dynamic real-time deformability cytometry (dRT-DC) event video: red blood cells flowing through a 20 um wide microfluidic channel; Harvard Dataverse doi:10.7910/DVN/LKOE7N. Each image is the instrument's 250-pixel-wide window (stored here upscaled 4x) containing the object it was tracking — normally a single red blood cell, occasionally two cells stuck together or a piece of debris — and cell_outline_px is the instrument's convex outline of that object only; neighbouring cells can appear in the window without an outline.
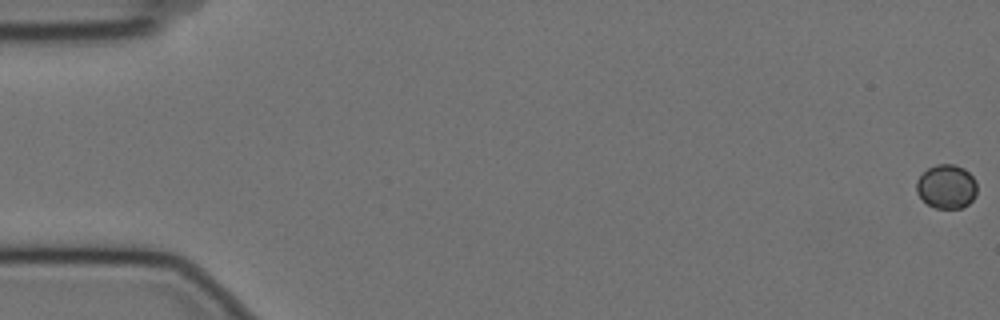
{"species": "Egyptian fruit bat (a non-hibernating species)", "species_latin": "Rousettus aegyptiacus", "temperature_condition": "cold", "stored_images_in_passage": 59, "camera_frame_rate_fps": 3000, "um_per_image_px": 0.085, "animal": {"sex": "female"}, "frame": {"image": 1, "passage_image": 1, "time_ms": 0.0, "image_size_px": [1000, 320], "cell_outline_px": [[976, 196], [968, 204], [960, 208], [936, 208], [928, 204], [916, 192], [916, 180], [928, 168], [936, 164], [952, 164], [964, 168], [976, 180]], "centroid_in_image_um": [80.46, 15.85], "position_along_channel_um": 4.5, "area_um2": 15.49}}
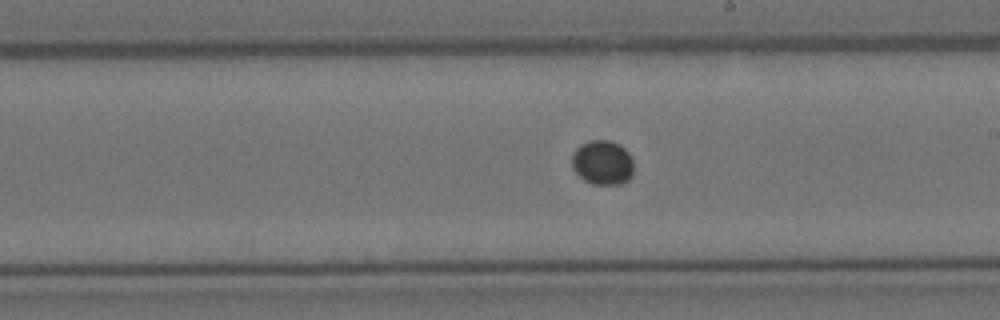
{"frame": {"image": 2, "passage_image": 34, "time_ms": 11.0, "image_size_px": [1000, 320], "cell_outline_px": [[632, 176], [628, 180], [620, 184], [592, 184], [584, 180], [572, 168], [572, 156], [576, 148], [580, 144], [592, 140], [608, 140], [620, 144], [632, 156]], "centroid_in_image_um": [51.22, 13.81], "position_along_channel_um": 237.8, "area_um2": 16.07}}
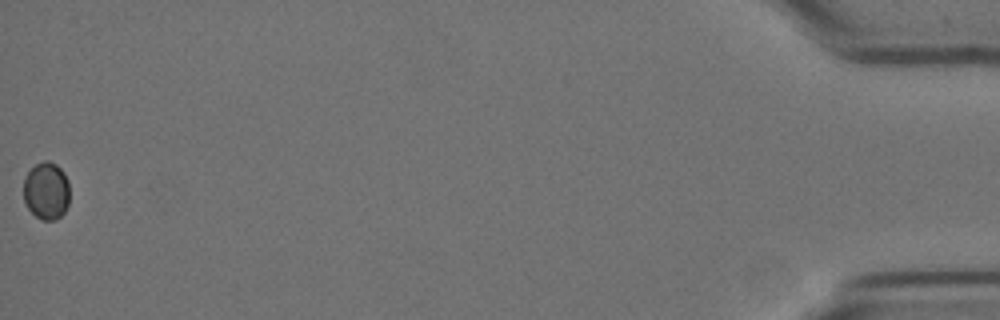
{"frame": {"image": 3, "passage_image": 59, "time_ms": 19.333, "image_size_px": [1000, 320], "cell_outline_px": [[68, 204], [64, 212], [56, 220], [44, 220], [36, 216], [28, 208], [24, 200], [24, 176], [36, 164], [44, 160], [48, 160], [56, 164], [64, 172], [68, 180]], "centroid_in_image_um": [3.94, 16.2], "position_along_channel_um": 431.3, "area_um2": 15.43}}